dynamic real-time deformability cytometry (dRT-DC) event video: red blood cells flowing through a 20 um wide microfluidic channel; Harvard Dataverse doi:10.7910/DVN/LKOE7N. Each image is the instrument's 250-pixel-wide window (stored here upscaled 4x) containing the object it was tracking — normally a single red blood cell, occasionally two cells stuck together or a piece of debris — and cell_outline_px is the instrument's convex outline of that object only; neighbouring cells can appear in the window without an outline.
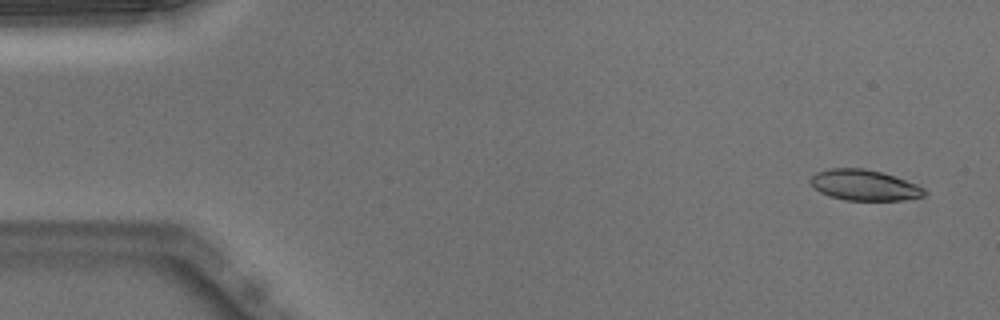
{"species": "Egyptian fruit bat (a non-hibernating species)", "species_latin": "Rousettus aegyptiacus", "temperature_condition": "warm", "stored_images_in_passage": 49, "camera_frame_rate_fps": 3000, "um_per_image_px": 0.085, "animal": {"sex": "male"}, "frame": {"image": 1, "passage_image": 1, "time_ms": 0.0, "image_size_px": [1000, 320], "cell_outline_px": [[928, 192], [924, 196], [904, 200], [844, 200], [828, 196], [820, 192], [808, 180], [816, 172], [828, 168], [864, 168], [880, 172], [916, 184], [924, 188]], "centroid_in_image_um": [73.45, 15.74], "position_along_channel_um": 11.6, "area_um2": 20.35}}
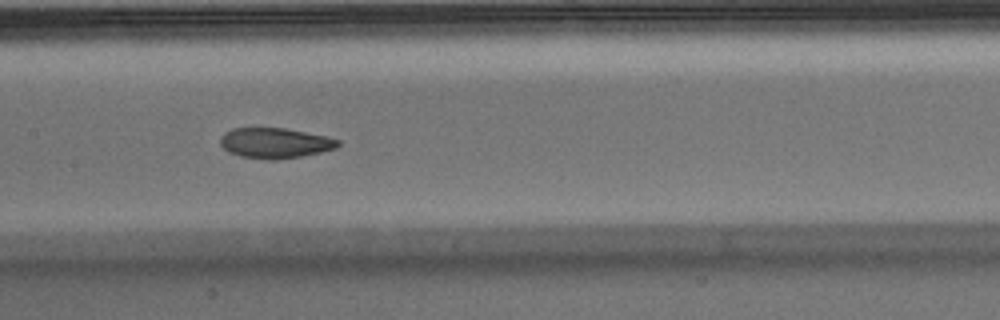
{"frame": {"image": 2, "passage_image": 23, "time_ms": 7.333, "image_size_px": [1000, 320], "cell_outline_px": [[340, 144], [336, 148], [320, 152], [300, 156], [276, 160], [268, 160], [240, 156], [228, 152], [220, 144], [220, 136], [224, 132], [232, 128], [284, 128], [328, 136], [340, 140]], "centroid_in_image_um": [23.36, 12.15], "position_along_channel_um": 184.0, "area_um2": 20.92}}
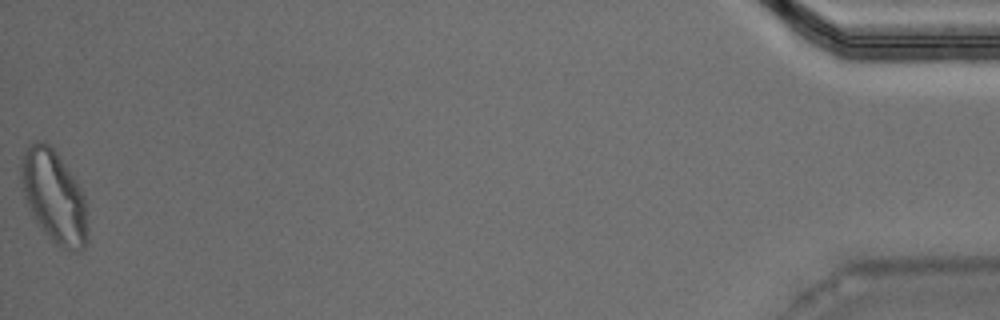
{"frame": {"image": 3, "passage_image": 49, "time_ms": 16.0, "image_size_px": [1000, 320], "cell_outline_px": [[88, 240], [84, 248], [80, 252], [76, 252], [64, 248], [56, 244], [36, 224], [24, 200], [20, 188], [20, 156], [24, 148], [36, 140], [44, 140], [56, 152], [76, 180], [84, 196], [88, 228]], "centroid_in_image_um": [4.55, 16.7], "position_along_channel_um": 430.7, "area_um2": 36.65}, "authors_computed_cell_mechanics": {"area_um2": 21.386, "velocity_mm_per_s": 3.9648, "shape_relaxation_time_tau1_ms": 4.9556, "shape_relaxation_time_tau2_ms": 1.2539, "deformation_change_tau1": 0.167, "deformation_change_tau2": 0.0613}}